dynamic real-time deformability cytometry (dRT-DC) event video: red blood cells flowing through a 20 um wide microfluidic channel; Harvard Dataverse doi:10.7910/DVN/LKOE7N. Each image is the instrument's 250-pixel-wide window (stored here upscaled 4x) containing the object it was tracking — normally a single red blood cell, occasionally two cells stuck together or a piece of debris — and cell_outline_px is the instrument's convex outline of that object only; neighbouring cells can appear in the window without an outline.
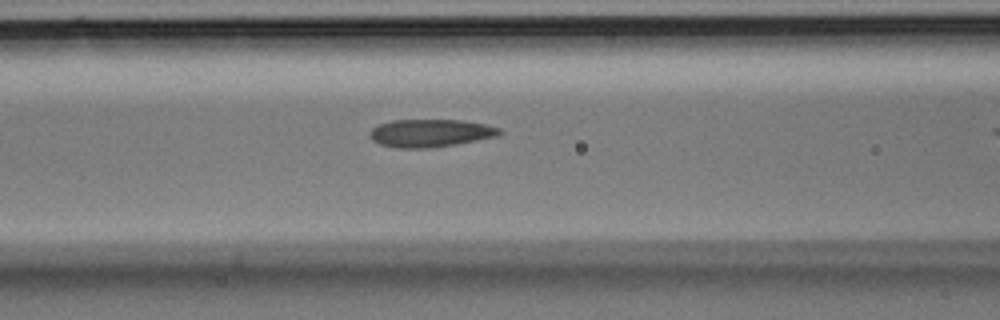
{"species": "Egyptian fruit bat (a non-hibernating species)", "species_latin": "Rousettus aegyptiacus", "temperature_condition": "room temperature", "stored_images_in_passage": 6, "segment_of_instrument_passage": [1, 2], "camera_frame_rate_fps": 3000, "um_per_image_px": 0.085, "animal": {"sex": "male"}, "frame": {"image": 1, "passage_image": 3, "time_ms": 0.667, "image_size_px": [1000, 320], "cell_outline_px": [[504, 132], [496, 136], [456, 144], [428, 148], [396, 148], [380, 144], [372, 140], [368, 136], [368, 132], [376, 124], [392, 120], [464, 120], [484, 124], [500, 128]], "centroid_in_image_um": [36.53, 11.3], "position_along_channel_um": 130.1, "area_um2": 21.15}}
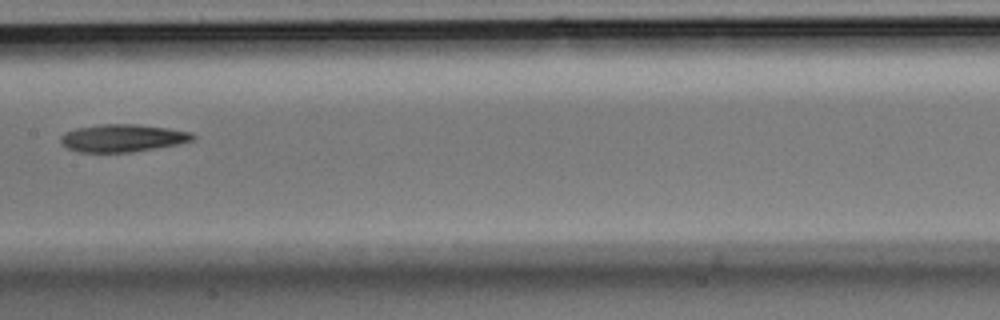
{"frame": {"image": 2, "passage_image": 5, "time_ms": 1.333, "image_size_px": [1000, 320], "cell_outline_px": [[196, 140], [176, 144], [132, 152], [80, 152], [68, 148], [60, 144], [60, 136], [64, 132], [76, 128], [104, 124], [136, 124], [168, 128], [192, 132], [196, 136]], "centroid_in_image_um": [10.41, 11.73], "position_along_channel_um": 197.0, "area_um2": 21.27}}